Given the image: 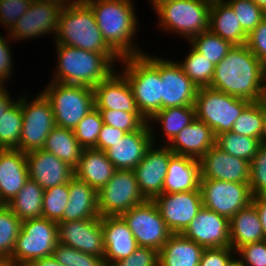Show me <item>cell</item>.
Segmentation results:
<instances>
[{"label":"cell","instance_id":"cell-1","mask_svg":"<svg viewBox=\"0 0 266 266\" xmlns=\"http://www.w3.org/2000/svg\"><path fill=\"white\" fill-rule=\"evenodd\" d=\"M265 64L245 45H234L215 66L210 88L258 102L263 99Z\"/></svg>","mask_w":266,"mask_h":266},{"label":"cell","instance_id":"cell-2","mask_svg":"<svg viewBox=\"0 0 266 266\" xmlns=\"http://www.w3.org/2000/svg\"><path fill=\"white\" fill-rule=\"evenodd\" d=\"M58 55L57 71L52 81L67 85L94 88L115 70L118 54H100L69 45L55 44Z\"/></svg>","mask_w":266,"mask_h":266},{"label":"cell","instance_id":"cell-3","mask_svg":"<svg viewBox=\"0 0 266 266\" xmlns=\"http://www.w3.org/2000/svg\"><path fill=\"white\" fill-rule=\"evenodd\" d=\"M86 3L105 41L121 58L144 53L133 43L138 18L132 0H89Z\"/></svg>","mask_w":266,"mask_h":266},{"label":"cell","instance_id":"cell-4","mask_svg":"<svg viewBox=\"0 0 266 266\" xmlns=\"http://www.w3.org/2000/svg\"><path fill=\"white\" fill-rule=\"evenodd\" d=\"M144 53L120 61L124 65L121 73L132 89L137 108L148 121L162 109V83L160 58Z\"/></svg>","mask_w":266,"mask_h":266},{"label":"cell","instance_id":"cell-5","mask_svg":"<svg viewBox=\"0 0 266 266\" xmlns=\"http://www.w3.org/2000/svg\"><path fill=\"white\" fill-rule=\"evenodd\" d=\"M54 39L56 44L100 54H117L105 41L94 13L86 2L74 3L61 9Z\"/></svg>","mask_w":266,"mask_h":266},{"label":"cell","instance_id":"cell-6","mask_svg":"<svg viewBox=\"0 0 266 266\" xmlns=\"http://www.w3.org/2000/svg\"><path fill=\"white\" fill-rule=\"evenodd\" d=\"M212 0H172L159 5V27L186 37L188 41L209 30Z\"/></svg>","mask_w":266,"mask_h":266},{"label":"cell","instance_id":"cell-7","mask_svg":"<svg viewBox=\"0 0 266 266\" xmlns=\"http://www.w3.org/2000/svg\"><path fill=\"white\" fill-rule=\"evenodd\" d=\"M41 91L49 100L57 127L73 130L95 108L93 88L51 81Z\"/></svg>","mask_w":266,"mask_h":266},{"label":"cell","instance_id":"cell-8","mask_svg":"<svg viewBox=\"0 0 266 266\" xmlns=\"http://www.w3.org/2000/svg\"><path fill=\"white\" fill-rule=\"evenodd\" d=\"M57 243V222L43 217L23 220L10 260L16 266H28L34 260L53 255Z\"/></svg>","mask_w":266,"mask_h":266},{"label":"cell","instance_id":"cell-9","mask_svg":"<svg viewBox=\"0 0 266 266\" xmlns=\"http://www.w3.org/2000/svg\"><path fill=\"white\" fill-rule=\"evenodd\" d=\"M250 103L251 101L210 87H201L195 98V114L196 118L205 122L216 136L231 131L235 120Z\"/></svg>","mask_w":266,"mask_h":266},{"label":"cell","instance_id":"cell-10","mask_svg":"<svg viewBox=\"0 0 266 266\" xmlns=\"http://www.w3.org/2000/svg\"><path fill=\"white\" fill-rule=\"evenodd\" d=\"M21 97L23 115L22 132L19 146L23 153L43 149L50 131L56 127L54 114L47 97L41 92L33 100Z\"/></svg>","mask_w":266,"mask_h":266},{"label":"cell","instance_id":"cell-11","mask_svg":"<svg viewBox=\"0 0 266 266\" xmlns=\"http://www.w3.org/2000/svg\"><path fill=\"white\" fill-rule=\"evenodd\" d=\"M97 194L100 217L121 216L146 201L139 190L133 170H116Z\"/></svg>","mask_w":266,"mask_h":266},{"label":"cell","instance_id":"cell-12","mask_svg":"<svg viewBox=\"0 0 266 266\" xmlns=\"http://www.w3.org/2000/svg\"><path fill=\"white\" fill-rule=\"evenodd\" d=\"M121 217L128 224L139 247L159 252L172 234L153 200L132 207Z\"/></svg>","mask_w":266,"mask_h":266},{"label":"cell","instance_id":"cell-13","mask_svg":"<svg viewBox=\"0 0 266 266\" xmlns=\"http://www.w3.org/2000/svg\"><path fill=\"white\" fill-rule=\"evenodd\" d=\"M203 207L228 218L252 202L249 183L200 179Z\"/></svg>","mask_w":266,"mask_h":266},{"label":"cell","instance_id":"cell-14","mask_svg":"<svg viewBox=\"0 0 266 266\" xmlns=\"http://www.w3.org/2000/svg\"><path fill=\"white\" fill-rule=\"evenodd\" d=\"M153 202L171 233H183L203 206L200 187L192 191L162 193Z\"/></svg>","mask_w":266,"mask_h":266},{"label":"cell","instance_id":"cell-15","mask_svg":"<svg viewBox=\"0 0 266 266\" xmlns=\"http://www.w3.org/2000/svg\"><path fill=\"white\" fill-rule=\"evenodd\" d=\"M61 7L54 3L33 0L30 8L18 19L10 33L8 40H27L38 38L44 34L56 36Z\"/></svg>","mask_w":266,"mask_h":266},{"label":"cell","instance_id":"cell-16","mask_svg":"<svg viewBox=\"0 0 266 266\" xmlns=\"http://www.w3.org/2000/svg\"><path fill=\"white\" fill-rule=\"evenodd\" d=\"M153 145L155 144L152 143L144 158L133 169L139 190L146 200H153L163 193L169 160L174 155L167 145L160 148Z\"/></svg>","mask_w":266,"mask_h":266},{"label":"cell","instance_id":"cell-17","mask_svg":"<svg viewBox=\"0 0 266 266\" xmlns=\"http://www.w3.org/2000/svg\"><path fill=\"white\" fill-rule=\"evenodd\" d=\"M58 223V242L84 253L104 257L101 217Z\"/></svg>","mask_w":266,"mask_h":266},{"label":"cell","instance_id":"cell-18","mask_svg":"<svg viewBox=\"0 0 266 266\" xmlns=\"http://www.w3.org/2000/svg\"><path fill=\"white\" fill-rule=\"evenodd\" d=\"M162 83V109L177 106H193L198 87L174 60L160 57Z\"/></svg>","mask_w":266,"mask_h":266},{"label":"cell","instance_id":"cell-19","mask_svg":"<svg viewBox=\"0 0 266 266\" xmlns=\"http://www.w3.org/2000/svg\"><path fill=\"white\" fill-rule=\"evenodd\" d=\"M151 127V124L145 123L139 130L126 133L105 151L116 170H133L152 143L156 144L153 134L155 131Z\"/></svg>","mask_w":266,"mask_h":266},{"label":"cell","instance_id":"cell-20","mask_svg":"<svg viewBox=\"0 0 266 266\" xmlns=\"http://www.w3.org/2000/svg\"><path fill=\"white\" fill-rule=\"evenodd\" d=\"M182 234L204 248L230 246L229 219L203 206Z\"/></svg>","mask_w":266,"mask_h":266},{"label":"cell","instance_id":"cell-21","mask_svg":"<svg viewBox=\"0 0 266 266\" xmlns=\"http://www.w3.org/2000/svg\"><path fill=\"white\" fill-rule=\"evenodd\" d=\"M200 179H213L237 183L250 182V163L223 152L216 145L200 159Z\"/></svg>","mask_w":266,"mask_h":266},{"label":"cell","instance_id":"cell-22","mask_svg":"<svg viewBox=\"0 0 266 266\" xmlns=\"http://www.w3.org/2000/svg\"><path fill=\"white\" fill-rule=\"evenodd\" d=\"M29 178L44 190L63 183L74 177V169L54 154L41 149L26 153Z\"/></svg>","mask_w":266,"mask_h":266},{"label":"cell","instance_id":"cell-23","mask_svg":"<svg viewBox=\"0 0 266 266\" xmlns=\"http://www.w3.org/2000/svg\"><path fill=\"white\" fill-rule=\"evenodd\" d=\"M94 103L98 110H118L140 113L132 89L126 77L120 72H113L94 88Z\"/></svg>","mask_w":266,"mask_h":266},{"label":"cell","instance_id":"cell-24","mask_svg":"<svg viewBox=\"0 0 266 266\" xmlns=\"http://www.w3.org/2000/svg\"><path fill=\"white\" fill-rule=\"evenodd\" d=\"M106 266L127 258L138 247L128 224L121 216L101 217Z\"/></svg>","mask_w":266,"mask_h":266},{"label":"cell","instance_id":"cell-25","mask_svg":"<svg viewBox=\"0 0 266 266\" xmlns=\"http://www.w3.org/2000/svg\"><path fill=\"white\" fill-rule=\"evenodd\" d=\"M215 140L213 130L205 122L195 118L166 145L175 155L199 160L211 147L215 146Z\"/></svg>","mask_w":266,"mask_h":266},{"label":"cell","instance_id":"cell-26","mask_svg":"<svg viewBox=\"0 0 266 266\" xmlns=\"http://www.w3.org/2000/svg\"><path fill=\"white\" fill-rule=\"evenodd\" d=\"M29 179L26 153L4 149L0 153V201L10 202Z\"/></svg>","mask_w":266,"mask_h":266},{"label":"cell","instance_id":"cell-27","mask_svg":"<svg viewBox=\"0 0 266 266\" xmlns=\"http://www.w3.org/2000/svg\"><path fill=\"white\" fill-rule=\"evenodd\" d=\"M116 168L106 153L96 148L83 149L74 176L86 182L97 192L112 178Z\"/></svg>","mask_w":266,"mask_h":266},{"label":"cell","instance_id":"cell-28","mask_svg":"<svg viewBox=\"0 0 266 266\" xmlns=\"http://www.w3.org/2000/svg\"><path fill=\"white\" fill-rule=\"evenodd\" d=\"M99 217L97 191L74 176L69 182V201L58 222Z\"/></svg>","mask_w":266,"mask_h":266},{"label":"cell","instance_id":"cell-29","mask_svg":"<svg viewBox=\"0 0 266 266\" xmlns=\"http://www.w3.org/2000/svg\"><path fill=\"white\" fill-rule=\"evenodd\" d=\"M200 186L199 160L173 155L168 164L163 193L197 190Z\"/></svg>","mask_w":266,"mask_h":266},{"label":"cell","instance_id":"cell-30","mask_svg":"<svg viewBox=\"0 0 266 266\" xmlns=\"http://www.w3.org/2000/svg\"><path fill=\"white\" fill-rule=\"evenodd\" d=\"M204 249L182 233H172L158 252V266H199Z\"/></svg>","mask_w":266,"mask_h":266},{"label":"cell","instance_id":"cell-31","mask_svg":"<svg viewBox=\"0 0 266 266\" xmlns=\"http://www.w3.org/2000/svg\"><path fill=\"white\" fill-rule=\"evenodd\" d=\"M230 246L237 251L244 245L265 240L256 207L250 203L230 220Z\"/></svg>","mask_w":266,"mask_h":266},{"label":"cell","instance_id":"cell-32","mask_svg":"<svg viewBox=\"0 0 266 266\" xmlns=\"http://www.w3.org/2000/svg\"><path fill=\"white\" fill-rule=\"evenodd\" d=\"M209 30L233 45L247 43L248 34L242 29L237 15L225 0H212Z\"/></svg>","mask_w":266,"mask_h":266},{"label":"cell","instance_id":"cell-33","mask_svg":"<svg viewBox=\"0 0 266 266\" xmlns=\"http://www.w3.org/2000/svg\"><path fill=\"white\" fill-rule=\"evenodd\" d=\"M43 149L75 169L84 148L77 141L73 130L56 126L47 136Z\"/></svg>","mask_w":266,"mask_h":266},{"label":"cell","instance_id":"cell-34","mask_svg":"<svg viewBox=\"0 0 266 266\" xmlns=\"http://www.w3.org/2000/svg\"><path fill=\"white\" fill-rule=\"evenodd\" d=\"M44 189L32 179H28L16 196L6 205L20 220L42 217Z\"/></svg>","mask_w":266,"mask_h":266},{"label":"cell","instance_id":"cell-35","mask_svg":"<svg viewBox=\"0 0 266 266\" xmlns=\"http://www.w3.org/2000/svg\"><path fill=\"white\" fill-rule=\"evenodd\" d=\"M196 118L195 114V106H177L170 107L166 109H161L157 112L148 123L152 124L157 122V124H161V128H163L165 134V138H167L166 142L169 144L172 139H174L177 134L189 125ZM153 122V123H152Z\"/></svg>","mask_w":266,"mask_h":266},{"label":"cell","instance_id":"cell-36","mask_svg":"<svg viewBox=\"0 0 266 266\" xmlns=\"http://www.w3.org/2000/svg\"><path fill=\"white\" fill-rule=\"evenodd\" d=\"M215 145L223 152L250 163L260 146V139L226 131L216 135Z\"/></svg>","mask_w":266,"mask_h":266},{"label":"cell","instance_id":"cell-37","mask_svg":"<svg viewBox=\"0 0 266 266\" xmlns=\"http://www.w3.org/2000/svg\"><path fill=\"white\" fill-rule=\"evenodd\" d=\"M21 96L0 116V147L16 149L22 132Z\"/></svg>","mask_w":266,"mask_h":266},{"label":"cell","instance_id":"cell-38","mask_svg":"<svg viewBox=\"0 0 266 266\" xmlns=\"http://www.w3.org/2000/svg\"><path fill=\"white\" fill-rule=\"evenodd\" d=\"M190 46L199 54L217 65L234 46L210 30L201 32L190 40Z\"/></svg>","mask_w":266,"mask_h":266},{"label":"cell","instance_id":"cell-39","mask_svg":"<svg viewBox=\"0 0 266 266\" xmlns=\"http://www.w3.org/2000/svg\"><path fill=\"white\" fill-rule=\"evenodd\" d=\"M190 48L186 58L177 63L198 88L210 87L216 65L195 51L191 46Z\"/></svg>","mask_w":266,"mask_h":266},{"label":"cell","instance_id":"cell-40","mask_svg":"<svg viewBox=\"0 0 266 266\" xmlns=\"http://www.w3.org/2000/svg\"><path fill=\"white\" fill-rule=\"evenodd\" d=\"M22 220L7 206L0 207V258L10 259Z\"/></svg>","mask_w":266,"mask_h":266},{"label":"cell","instance_id":"cell-41","mask_svg":"<svg viewBox=\"0 0 266 266\" xmlns=\"http://www.w3.org/2000/svg\"><path fill=\"white\" fill-rule=\"evenodd\" d=\"M263 126V101L251 102L235 120L231 132L260 139Z\"/></svg>","mask_w":266,"mask_h":266},{"label":"cell","instance_id":"cell-42","mask_svg":"<svg viewBox=\"0 0 266 266\" xmlns=\"http://www.w3.org/2000/svg\"><path fill=\"white\" fill-rule=\"evenodd\" d=\"M69 201V182L44 190L42 217L58 222Z\"/></svg>","mask_w":266,"mask_h":266},{"label":"cell","instance_id":"cell-43","mask_svg":"<svg viewBox=\"0 0 266 266\" xmlns=\"http://www.w3.org/2000/svg\"><path fill=\"white\" fill-rule=\"evenodd\" d=\"M103 124L100 111L94 108L76 125L73 132L84 149L97 146V138Z\"/></svg>","mask_w":266,"mask_h":266},{"label":"cell","instance_id":"cell-44","mask_svg":"<svg viewBox=\"0 0 266 266\" xmlns=\"http://www.w3.org/2000/svg\"><path fill=\"white\" fill-rule=\"evenodd\" d=\"M233 9L242 29L249 35L266 17V12L253 0H225Z\"/></svg>","mask_w":266,"mask_h":266},{"label":"cell","instance_id":"cell-45","mask_svg":"<svg viewBox=\"0 0 266 266\" xmlns=\"http://www.w3.org/2000/svg\"><path fill=\"white\" fill-rule=\"evenodd\" d=\"M53 256L64 266H106L104 257L84 253L59 242L56 244Z\"/></svg>","mask_w":266,"mask_h":266},{"label":"cell","instance_id":"cell-46","mask_svg":"<svg viewBox=\"0 0 266 266\" xmlns=\"http://www.w3.org/2000/svg\"><path fill=\"white\" fill-rule=\"evenodd\" d=\"M104 124L125 131L139 130L148 121L141 113H130L118 110H99Z\"/></svg>","mask_w":266,"mask_h":266},{"label":"cell","instance_id":"cell-47","mask_svg":"<svg viewBox=\"0 0 266 266\" xmlns=\"http://www.w3.org/2000/svg\"><path fill=\"white\" fill-rule=\"evenodd\" d=\"M249 187L252 197L266 196V146L260 145L250 162Z\"/></svg>","mask_w":266,"mask_h":266},{"label":"cell","instance_id":"cell-48","mask_svg":"<svg viewBox=\"0 0 266 266\" xmlns=\"http://www.w3.org/2000/svg\"><path fill=\"white\" fill-rule=\"evenodd\" d=\"M33 0H0V23L10 31L18 19L30 8Z\"/></svg>","mask_w":266,"mask_h":266},{"label":"cell","instance_id":"cell-49","mask_svg":"<svg viewBox=\"0 0 266 266\" xmlns=\"http://www.w3.org/2000/svg\"><path fill=\"white\" fill-rule=\"evenodd\" d=\"M108 266H158V251L148 247H137L127 258Z\"/></svg>","mask_w":266,"mask_h":266},{"label":"cell","instance_id":"cell-50","mask_svg":"<svg viewBox=\"0 0 266 266\" xmlns=\"http://www.w3.org/2000/svg\"><path fill=\"white\" fill-rule=\"evenodd\" d=\"M237 252L244 266H266V240L244 245Z\"/></svg>","mask_w":266,"mask_h":266},{"label":"cell","instance_id":"cell-51","mask_svg":"<svg viewBox=\"0 0 266 266\" xmlns=\"http://www.w3.org/2000/svg\"><path fill=\"white\" fill-rule=\"evenodd\" d=\"M235 250L229 247L205 248L199 266H227L236 257Z\"/></svg>","mask_w":266,"mask_h":266},{"label":"cell","instance_id":"cell-52","mask_svg":"<svg viewBox=\"0 0 266 266\" xmlns=\"http://www.w3.org/2000/svg\"><path fill=\"white\" fill-rule=\"evenodd\" d=\"M246 45L260 61L266 64V17L248 35Z\"/></svg>","mask_w":266,"mask_h":266},{"label":"cell","instance_id":"cell-53","mask_svg":"<svg viewBox=\"0 0 266 266\" xmlns=\"http://www.w3.org/2000/svg\"><path fill=\"white\" fill-rule=\"evenodd\" d=\"M125 134L126 132L123 130L103 124L95 148L105 152L108 148L113 146V143L123 138Z\"/></svg>","mask_w":266,"mask_h":266},{"label":"cell","instance_id":"cell-54","mask_svg":"<svg viewBox=\"0 0 266 266\" xmlns=\"http://www.w3.org/2000/svg\"><path fill=\"white\" fill-rule=\"evenodd\" d=\"M7 37L5 39L2 35H0V78H2L5 82L9 77L12 76V53L10 51V47L8 46ZM7 79V80H6Z\"/></svg>","mask_w":266,"mask_h":266},{"label":"cell","instance_id":"cell-55","mask_svg":"<svg viewBox=\"0 0 266 266\" xmlns=\"http://www.w3.org/2000/svg\"><path fill=\"white\" fill-rule=\"evenodd\" d=\"M259 214L260 221L263 227L264 239L266 240V196L252 197L251 202Z\"/></svg>","mask_w":266,"mask_h":266},{"label":"cell","instance_id":"cell-56","mask_svg":"<svg viewBox=\"0 0 266 266\" xmlns=\"http://www.w3.org/2000/svg\"><path fill=\"white\" fill-rule=\"evenodd\" d=\"M6 89L0 91V116L15 102Z\"/></svg>","mask_w":266,"mask_h":266},{"label":"cell","instance_id":"cell-57","mask_svg":"<svg viewBox=\"0 0 266 266\" xmlns=\"http://www.w3.org/2000/svg\"><path fill=\"white\" fill-rule=\"evenodd\" d=\"M28 266H64L53 255L46 256L31 262Z\"/></svg>","mask_w":266,"mask_h":266},{"label":"cell","instance_id":"cell-58","mask_svg":"<svg viewBox=\"0 0 266 266\" xmlns=\"http://www.w3.org/2000/svg\"><path fill=\"white\" fill-rule=\"evenodd\" d=\"M260 145L266 146V105L263 103V126L260 136Z\"/></svg>","mask_w":266,"mask_h":266},{"label":"cell","instance_id":"cell-59","mask_svg":"<svg viewBox=\"0 0 266 266\" xmlns=\"http://www.w3.org/2000/svg\"><path fill=\"white\" fill-rule=\"evenodd\" d=\"M40 1L48 2V3H54L61 8H66L67 6L76 3L75 0H40Z\"/></svg>","mask_w":266,"mask_h":266},{"label":"cell","instance_id":"cell-60","mask_svg":"<svg viewBox=\"0 0 266 266\" xmlns=\"http://www.w3.org/2000/svg\"><path fill=\"white\" fill-rule=\"evenodd\" d=\"M227 266H244L242 261L237 257L233 258Z\"/></svg>","mask_w":266,"mask_h":266},{"label":"cell","instance_id":"cell-61","mask_svg":"<svg viewBox=\"0 0 266 266\" xmlns=\"http://www.w3.org/2000/svg\"><path fill=\"white\" fill-rule=\"evenodd\" d=\"M0 266H16L10 259L0 258Z\"/></svg>","mask_w":266,"mask_h":266},{"label":"cell","instance_id":"cell-62","mask_svg":"<svg viewBox=\"0 0 266 266\" xmlns=\"http://www.w3.org/2000/svg\"><path fill=\"white\" fill-rule=\"evenodd\" d=\"M150 4L153 5V10H155L159 5L168 2V1H172V0H150Z\"/></svg>","mask_w":266,"mask_h":266},{"label":"cell","instance_id":"cell-63","mask_svg":"<svg viewBox=\"0 0 266 266\" xmlns=\"http://www.w3.org/2000/svg\"><path fill=\"white\" fill-rule=\"evenodd\" d=\"M253 2L266 12V0H253Z\"/></svg>","mask_w":266,"mask_h":266},{"label":"cell","instance_id":"cell-64","mask_svg":"<svg viewBox=\"0 0 266 266\" xmlns=\"http://www.w3.org/2000/svg\"><path fill=\"white\" fill-rule=\"evenodd\" d=\"M262 101L266 105V77H265V85H264V93Z\"/></svg>","mask_w":266,"mask_h":266},{"label":"cell","instance_id":"cell-65","mask_svg":"<svg viewBox=\"0 0 266 266\" xmlns=\"http://www.w3.org/2000/svg\"><path fill=\"white\" fill-rule=\"evenodd\" d=\"M6 82L2 79V78H0V91H2L4 88H5V84Z\"/></svg>","mask_w":266,"mask_h":266},{"label":"cell","instance_id":"cell-66","mask_svg":"<svg viewBox=\"0 0 266 266\" xmlns=\"http://www.w3.org/2000/svg\"><path fill=\"white\" fill-rule=\"evenodd\" d=\"M89 0H75L76 3L87 2Z\"/></svg>","mask_w":266,"mask_h":266}]
</instances>
